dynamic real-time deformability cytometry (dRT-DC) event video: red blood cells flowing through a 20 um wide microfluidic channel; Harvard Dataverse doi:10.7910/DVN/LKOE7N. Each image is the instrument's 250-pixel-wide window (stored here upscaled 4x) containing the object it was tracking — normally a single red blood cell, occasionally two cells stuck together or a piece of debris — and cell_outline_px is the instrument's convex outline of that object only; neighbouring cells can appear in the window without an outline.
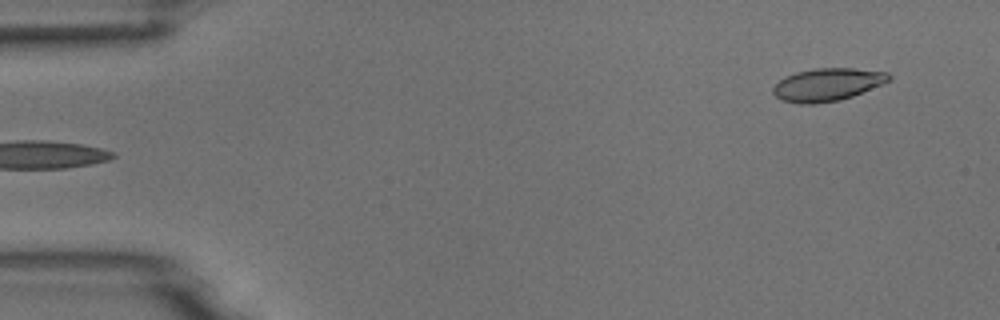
{"species": "common noctule bat (a hibernating species)", "species_latin": "Nyctalus noctula", "temperature_condition": "room temperature", "stored_images_in_passage": 6, "segment_of_instrument_passage": [2, 2], "camera_frame_rate_fps": 3000, "um_per_image_px": 0.085, "animal": {"sex": "male", "body_mass_g": 18.8}, "frame": {"image": 1, "passage_image": 6, "time_ms": 5.667, "image_size_px": [1000, 320], "cell_outline_px": [[892, 80], [884, 84], [852, 96], [840, 100], [816, 104], [800, 104], [784, 100], [776, 96], [772, 92], [772, 88], [784, 76], [796, 72], [816, 68], [856, 68], [888, 72], [892, 76]], "centroid_in_image_um": [70.37, 7.18], "position_along_channel_um": 14.6, "area_um2": 22.31}}